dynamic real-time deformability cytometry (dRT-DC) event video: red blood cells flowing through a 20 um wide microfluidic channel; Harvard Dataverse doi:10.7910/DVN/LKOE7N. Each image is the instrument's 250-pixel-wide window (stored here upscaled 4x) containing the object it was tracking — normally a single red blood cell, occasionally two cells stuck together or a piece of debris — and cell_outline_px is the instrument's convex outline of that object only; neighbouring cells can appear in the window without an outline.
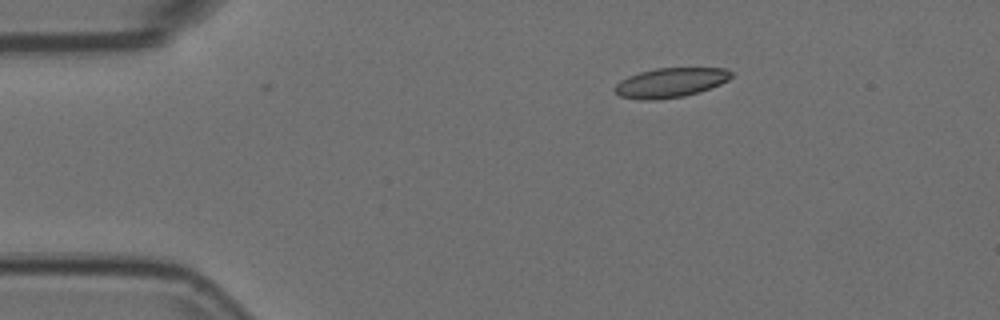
{"species": "Egyptian fruit bat (a non-hibernating species)", "species_latin": "Rousettus aegyptiacus", "temperature_condition": "room temperature", "stored_images_in_passage": 3, "camera_frame_rate_fps": 3000, "um_per_image_px": 0.085, "animal": {"sex": "female"}, "frame": {"image": 1, "passage_image": 1, "time_ms": 0.0, "image_size_px": [1000, 320], "cell_outline_px": [[732, 76], [728, 80], [720, 84], [700, 92], [684, 96], [652, 100], [640, 100], [620, 96], [612, 88], [620, 80], [628, 76], [640, 72], [656, 68], [724, 68], [732, 72]], "centroid_in_image_um": [56.97, 7.02], "position_along_channel_um": 28.0, "area_um2": 20.06}}
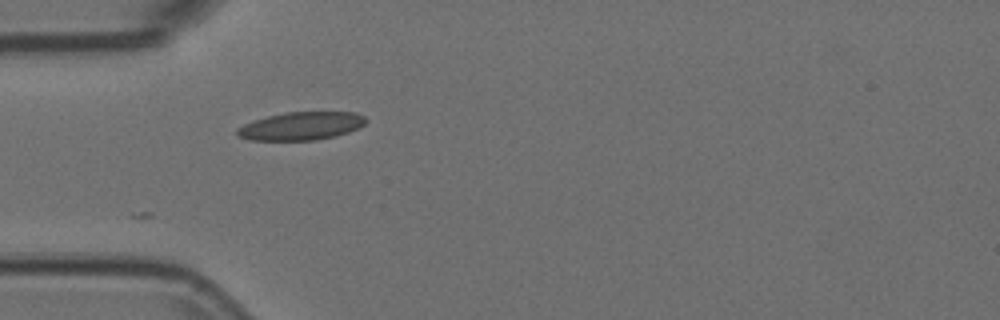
{"frame": {"image": 2, "passage_image": 3, "time_ms": 0.667, "image_size_px": [1000, 320], "cell_outline_px": [[368, 120], [364, 124], [348, 132], [336, 136], [316, 140], [252, 140], [236, 136], [236, 128], [252, 120], [284, 112], [356, 112], [364, 116]], "centroid_in_image_um": [25.57, 10.71], "position_along_channel_um": 59.4, "area_um2": 21.15}}